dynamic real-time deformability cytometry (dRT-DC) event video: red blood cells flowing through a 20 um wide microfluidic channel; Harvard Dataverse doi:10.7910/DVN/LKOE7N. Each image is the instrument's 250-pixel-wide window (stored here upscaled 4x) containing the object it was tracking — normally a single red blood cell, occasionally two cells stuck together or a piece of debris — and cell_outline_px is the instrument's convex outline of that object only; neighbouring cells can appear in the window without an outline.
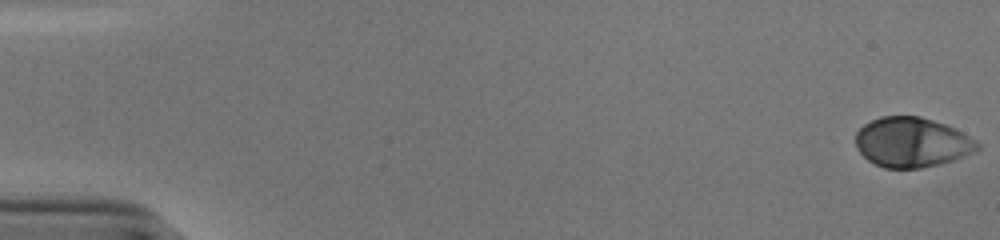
{"species": "human", "species_latin": "Homo sapiens", "temperature_condition": "cold", "stored_images_in_passage": 54, "camera_frame_rate_fps": 3000, "um_per_image_px": 0.085, "donor": {"sex": "male"}, "frame": {"image": 1, "passage_image": 1, "time_ms": 0.0, "image_size_px": [1000, 240], "cell_outline_px": [[980, 148], [976, 152], [952, 160], [920, 168], [884, 168], [868, 160], [856, 148], [856, 132], [864, 124], [880, 116], [920, 116], [956, 128], [976, 140], [980, 144]], "centroid_in_image_um": [77.52, 12.09], "position_along_channel_um": 7.5, "area_um2": 35.32}}
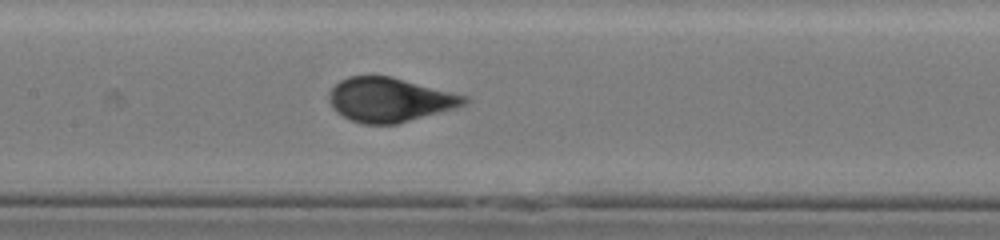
{"frame": {"image": 2, "passage_image": 27, "time_ms": 8.667, "image_size_px": [1000, 240], "cell_outline_px": [[472, 100], [468, 104], [456, 108], [396, 124], [364, 124], [352, 120], [336, 112], [332, 108], [328, 100], [328, 92], [340, 80], [348, 76], [392, 76], [468, 96]], "centroid_in_image_um": [33.15, 8.47], "position_along_channel_um": 174.3, "area_um2": 35.08}}
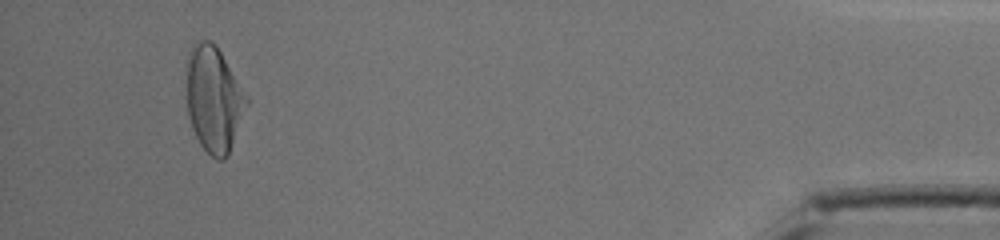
{"frame": {"image": 3, "passage_image": 51, "time_ms": 16.667, "image_size_px": [1000, 240], "cell_outline_px": [[248, 104], [228, 156], [224, 160], [216, 160], [200, 144], [192, 128], [188, 116], [184, 72], [188, 52], [200, 40], [212, 40], [216, 44], [248, 96]], "centroid_in_image_um": [18.14, 8.4], "position_along_channel_um": 417.1, "area_um2": 37.63}, "authors_computed_cell_mechanics": {"area_um2": 35.2869, "velocity_mm_per_s": 3.8472, "shape_relaxation_time_tau1_ms": 3.6787, "shape_relaxation_time_tau2_ms": null, "deformation_change_tau1": 0.1945, "deformation_change_tau2": null}}